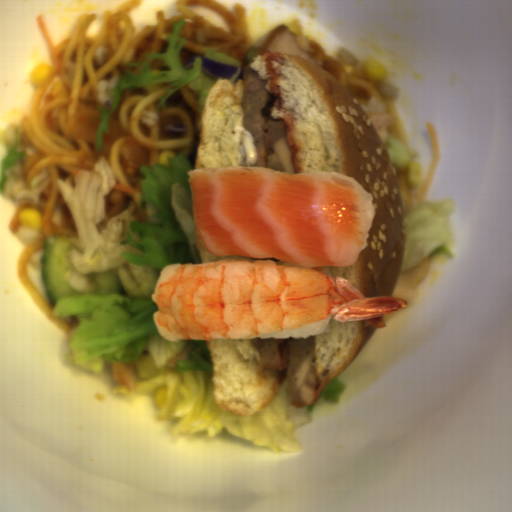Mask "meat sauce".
Here are the masks:
<instances>
[{"label": "meat sauce", "mask_w": 512, "mask_h": 512, "mask_svg": "<svg viewBox=\"0 0 512 512\" xmlns=\"http://www.w3.org/2000/svg\"><path fill=\"white\" fill-rule=\"evenodd\" d=\"M121 140L119 155L122 171L128 181L137 182L141 177L142 166H150V147L139 142L129 132L118 125L115 114L109 116V131L103 134L102 143L112 144Z\"/></svg>", "instance_id": "obj_1"}, {"label": "meat sauce", "mask_w": 512, "mask_h": 512, "mask_svg": "<svg viewBox=\"0 0 512 512\" xmlns=\"http://www.w3.org/2000/svg\"><path fill=\"white\" fill-rule=\"evenodd\" d=\"M100 107L104 111H110L102 104L89 103L81 105L80 109L71 114L64 130L66 134L96 142V133L100 123Z\"/></svg>", "instance_id": "obj_2"}]
</instances>
